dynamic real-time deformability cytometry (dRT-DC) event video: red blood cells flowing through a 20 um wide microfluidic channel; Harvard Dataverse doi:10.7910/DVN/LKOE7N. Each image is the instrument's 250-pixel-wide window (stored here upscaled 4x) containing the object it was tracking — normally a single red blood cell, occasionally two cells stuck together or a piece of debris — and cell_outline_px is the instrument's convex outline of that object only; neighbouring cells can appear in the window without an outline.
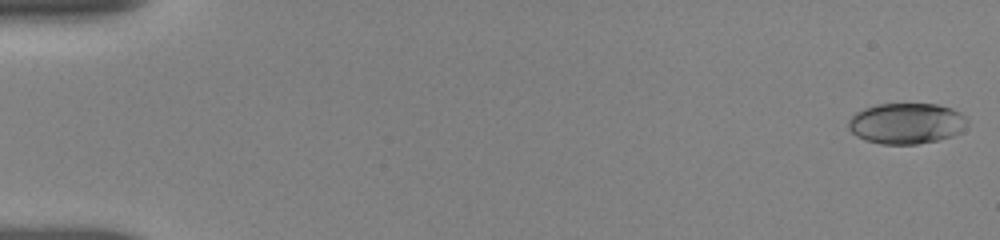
{"species": "human", "species_latin": "Homo sapiens", "temperature_condition": "room temperature", "stored_images_in_passage": 7, "camera_frame_rate_fps": 3000, "um_per_image_px": 0.085, "donor": {"sex": "female"}, "frame": {"image": 1, "passage_image": 1, "time_ms": 0.0, "image_size_px": [1000, 240], "cell_outline_px": [[968, 124], [960, 132], [952, 136], [936, 140], [916, 144], [880, 144], [864, 140], [856, 136], [848, 128], [848, 120], [856, 112], [864, 108], [876, 104], [936, 104], [952, 108], [960, 112], [968, 120]], "centroid_in_image_um": [77.03, 10.49], "position_along_channel_um": 8.0, "area_um2": 28.44}}
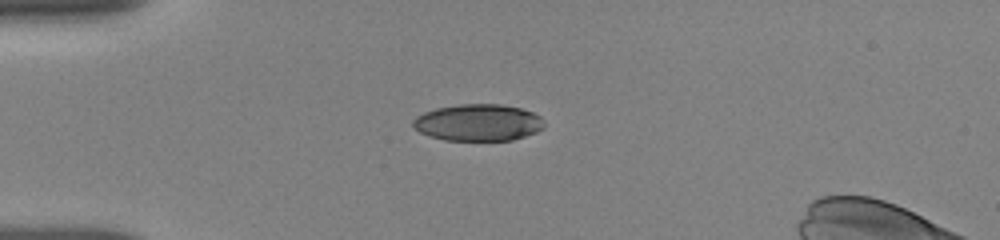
{"frame": {"image": 2, "passage_image": 5, "time_ms": 4.333, "image_size_px": [1000, 240], "cell_outline_px": [[544, 128], [536, 132], [512, 140], [444, 140], [428, 136], [412, 128], [412, 120], [416, 116], [424, 112], [436, 108], [460, 104], [500, 104], [520, 108], [532, 112], [540, 116], [544, 124]], "centroid_in_image_um": [40.61, 10.42], "position_along_channel_um": 44.4, "area_um2": 28.21}}
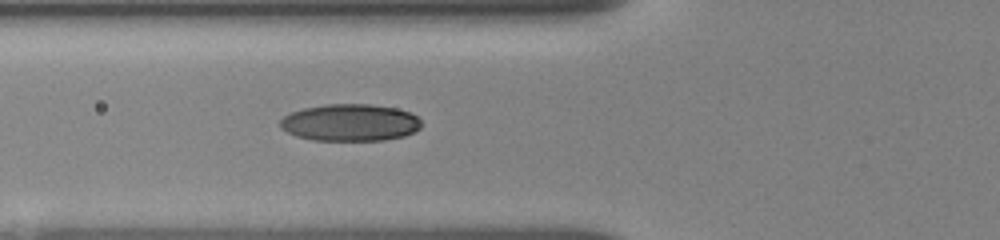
{"frame": {"image": 3, "passage_image": 7, "time_ms": 6.333, "image_size_px": [1000, 240], "cell_outline_px": [[420, 128], [404, 136], [384, 140], [312, 140], [296, 136], [280, 128], [280, 120], [284, 116], [292, 112], [304, 108], [324, 104], [368, 104], [396, 108], [408, 112], [416, 116], [420, 120]], "centroid_in_image_um": [29.73, 10.42], "position_along_channel_um": 96.1, "area_um2": 30.35}}